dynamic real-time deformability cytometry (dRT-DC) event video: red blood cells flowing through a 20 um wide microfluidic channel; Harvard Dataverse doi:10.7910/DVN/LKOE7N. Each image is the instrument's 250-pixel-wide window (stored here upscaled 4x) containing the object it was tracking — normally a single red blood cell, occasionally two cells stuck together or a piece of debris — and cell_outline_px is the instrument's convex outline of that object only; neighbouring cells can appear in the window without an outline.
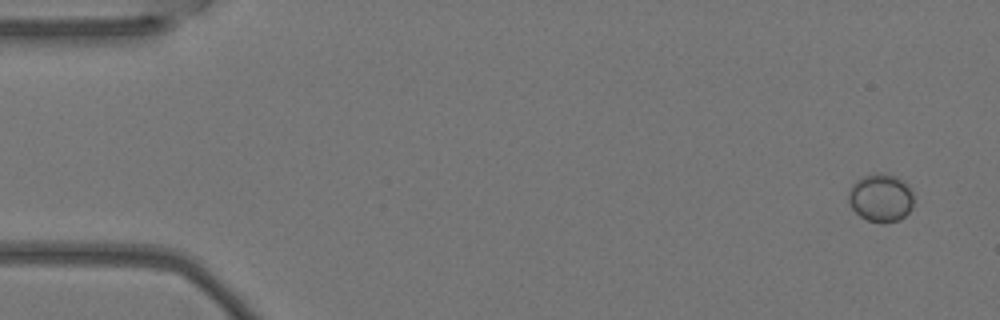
{"species": "Egyptian fruit bat (a non-hibernating species)", "species_latin": "Rousettus aegyptiacus", "temperature_condition": "warm", "stored_images_in_passage": 10, "camera_frame_rate_fps": 3000, "um_per_image_px": 0.085, "animal": {"sex": "female"}, "frame": {"image": 1, "passage_image": 1, "time_ms": 0.0, "image_size_px": [1000, 320], "cell_outline_px": [[912, 208], [900, 220], [884, 224], [880, 224], [868, 220], [860, 216], [848, 204], [848, 188], [856, 180], [864, 176], [876, 172], [880, 172], [896, 176], [904, 180], [912, 188]], "centroid_in_image_um": [74.86, 16.81], "position_along_channel_um": 10.1, "area_um2": 18.73}}
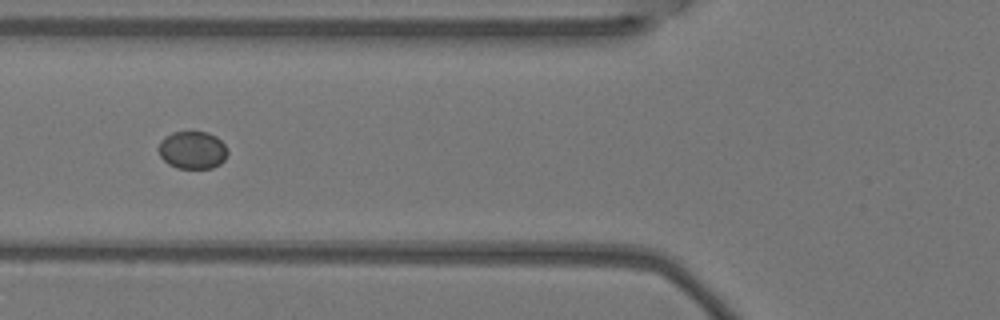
{"frame": {"image": 2, "passage_image": 6, "time_ms": 1.667, "image_size_px": [1000, 320], "cell_outline_px": [[228, 152], [224, 160], [220, 164], [212, 168], [176, 168], [168, 164], [160, 156], [156, 148], [160, 140], [164, 136], [172, 132], [208, 132], [216, 136], [224, 144]], "centroid_in_image_um": [16.32, 12.75], "position_along_channel_um": 109.5, "area_um2": 15.37}}
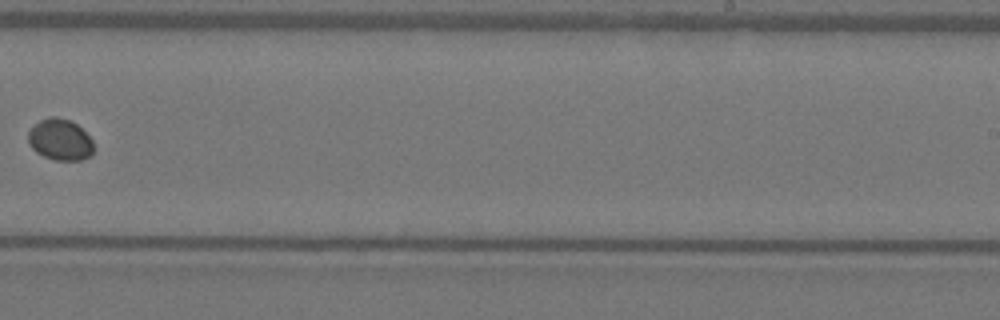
{"frame": {"image": 3, "passage_image": 10, "time_ms": 3.0, "image_size_px": [1000, 320], "cell_outline_px": [[92, 156], [80, 160], [56, 160], [44, 156], [36, 152], [28, 144], [28, 132], [40, 120], [48, 116], [56, 116], [68, 120], [76, 124], [92, 140]], "centroid_in_image_um": [5.09, 11.88], "position_along_channel_um": 283.9, "area_um2": 15.61}}